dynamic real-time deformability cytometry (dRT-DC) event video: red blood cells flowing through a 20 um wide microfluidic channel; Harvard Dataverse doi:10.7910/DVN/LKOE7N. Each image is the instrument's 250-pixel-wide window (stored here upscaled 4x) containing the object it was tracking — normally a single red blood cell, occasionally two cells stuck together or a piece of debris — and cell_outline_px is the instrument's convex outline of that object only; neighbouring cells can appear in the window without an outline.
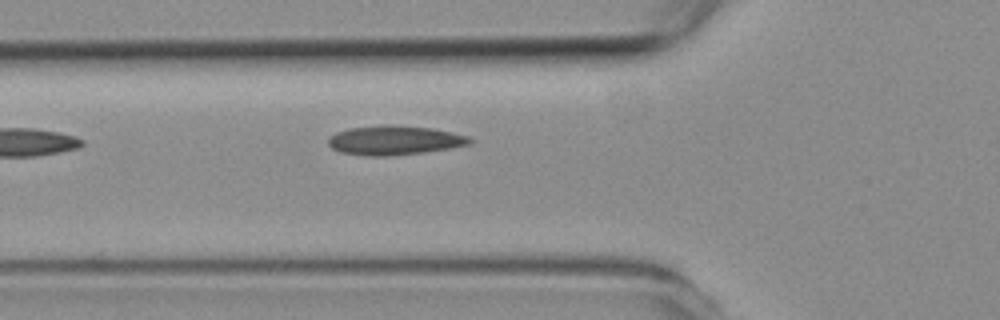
{"species": "common noctule bat (a hibernating species)", "species_latin": "Nyctalus noctula", "temperature_condition": "room temperature", "stored_images_in_passage": 4, "camera_frame_rate_fps": 3000, "um_per_image_px": 0.085, "animal": {"sex": "female", "body_mass_g": 19.3, "forearm_length_mm": 54.1}, "frame": {"image": 1, "passage_image": 3, "time_ms": 2.333, "image_size_px": [1000, 320], "cell_outline_px": [[472, 144], [424, 152], [388, 156], [368, 156], [340, 152], [332, 148], [328, 144], [328, 140], [336, 132], [348, 128], [384, 124], [388, 124], [428, 128], [452, 132], [468, 136], [472, 140]], "centroid_in_image_um": [33.51, 11.92], "position_along_channel_um": 92.3, "area_um2": 24.04}}